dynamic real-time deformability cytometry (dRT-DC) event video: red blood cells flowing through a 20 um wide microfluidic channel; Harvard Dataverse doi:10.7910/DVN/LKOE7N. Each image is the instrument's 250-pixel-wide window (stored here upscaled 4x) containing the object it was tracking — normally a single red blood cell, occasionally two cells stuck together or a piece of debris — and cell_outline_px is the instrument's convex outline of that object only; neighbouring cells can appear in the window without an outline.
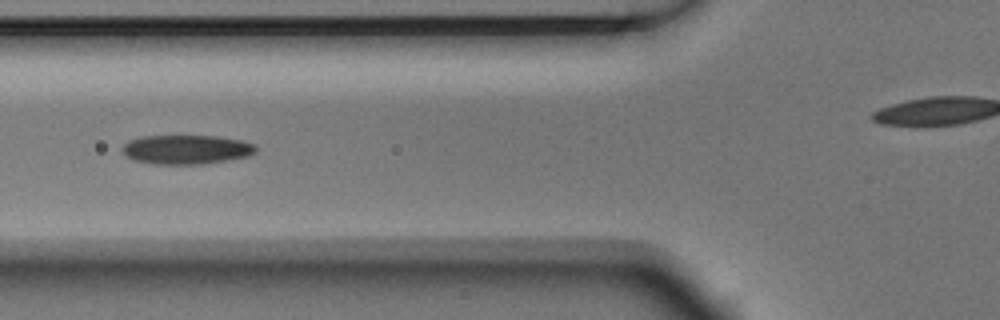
{"species": "Egyptian fruit bat (a non-hibernating species)", "species_latin": "Rousettus aegyptiacus", "temperature_condition": "room temperature", "stored_images_in_passage": 10, "segment_of_instrument_passage": [1, 2], "camera_frame_rate_fps": 3000, "um_per_image_px": 0.085, "animal": {"sex": "male"}, "frame": {"image": 1, "passage_image": 5, "time_ms": 1.333, "image_size_px": [1000, 320], "cell_outline_px": [[256, 152], [248, 156], [200, 164], [156, 164], [132, 160], [124, 152], [124, 144], [128, 140], [140, 136], [220, 136], [244, 140], [256, 144]], "centroid_in_image_um": [15.87, 12.69], "position_along_channel_um": 109.9, "area_um2": 22.72}}
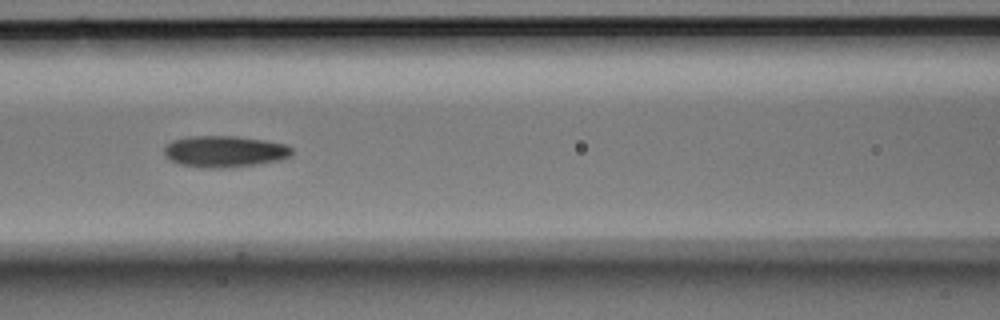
{"frame": {"image": 2, "passage_image": 6, "time_ms": 1.667, "image_size_px": [1000, 320], "cell_outline_px": [[292, 152], [288, 156], [280, 160], [256, 164], [228, 168], [204, 168], [180, 164], [172, 160], [164, 152], [164, 148], [172, 140], [188, 136], [236, 136], [264, 140], [288, 144], [292, 148]], "centroid_in_image_um": [19.11, 12.87], "position_along_channel_um": 147.5, "area_um2": 23.35}}
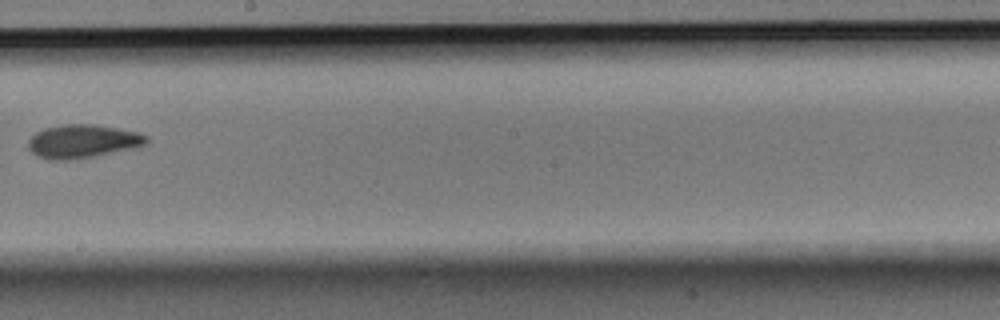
{"frame": {"image": 3, "passage_image": 9, "time_ms": 2.667, "image_size_px": [1000, 320], "cell_outline_px": [[148, 144], [136, 148], [92, 156], [68, 160], [48, 160], [32, 152], [28, 148], [28, 140], [36, 132], [44, 128], [64, 124], [92, 124], [120, 128], [140, 132], [148, 136]], "centroid_in_image_um": [7.07, 12.0], "position_along_channel_um": 241.1, "area_um2": 23.18}}